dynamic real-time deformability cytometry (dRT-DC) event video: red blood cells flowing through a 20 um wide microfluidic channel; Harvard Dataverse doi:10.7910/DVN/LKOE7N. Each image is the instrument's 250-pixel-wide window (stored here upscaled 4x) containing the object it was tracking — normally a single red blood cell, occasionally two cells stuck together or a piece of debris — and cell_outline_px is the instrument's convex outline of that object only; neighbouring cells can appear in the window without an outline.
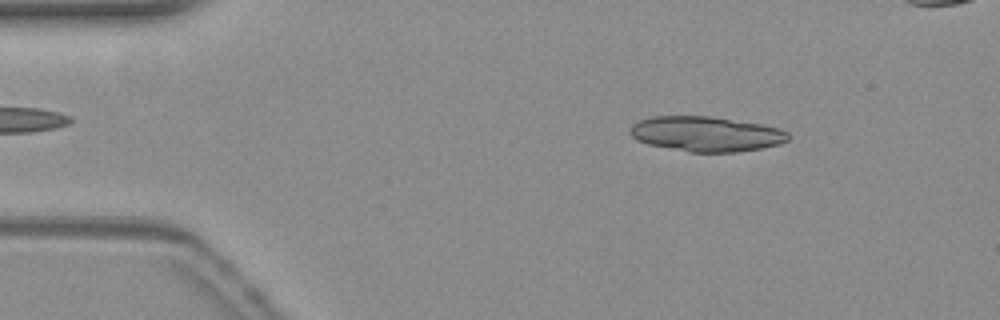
{"species": "common noctule bat (a hibernating species)", "species_latin": "Nyctalus noctula", "temperature_condition": "warm", "stored_images_in_passage": 49, "segment_of_instrument_passage": [1, 2], "camera_frame_rate_fps": 3000, "um_per_image_px": 0.085, "animal": {"sex": "female", "body_mass_g": 19.3, "forearm_length_mm": 54.1}, "frame": {"image": 1, "passage_image": 7, "time_ms": 2.0, "image_size_px": [1000, 320], "cell_outline_px": [[788, 140], [780, 144], [760, 148], [736, 152], [688, 152], [648, 144], [632, 136], [628, 132], [632, 124], [640, 120], [652, 116], [708, 116], [760, 124], [776, 128], [788, 132]], "centroid_in_image_um": [59.99, 11.39], "position_along_channel_um": 25.0, "area_um2": 32.02}}